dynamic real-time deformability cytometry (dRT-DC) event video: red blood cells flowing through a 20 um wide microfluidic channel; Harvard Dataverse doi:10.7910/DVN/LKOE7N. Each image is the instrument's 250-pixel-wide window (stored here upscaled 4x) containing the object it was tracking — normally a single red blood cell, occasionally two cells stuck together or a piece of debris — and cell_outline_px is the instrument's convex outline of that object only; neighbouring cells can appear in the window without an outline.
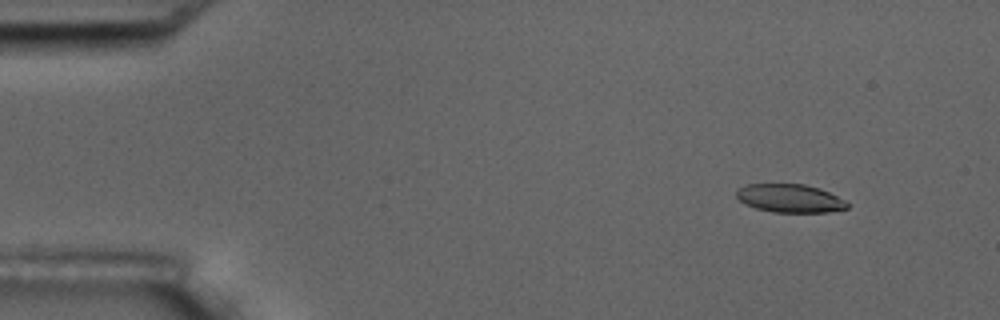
{"species": "common noctule bat (a hibernating species)", "species_latin": "Nyctalus noctula", "temperature_condition": "room temperature", "stored_images_in_passage": 5, "camera_frame_rate_fps": 3000, "um_per_image_px": 0.085, "animal": {"sex": "male", "body_mass_g": 17.5, "forearm_length_mm": 52.3}, "frame": {"image": 1, "passage_image": 2, "time_ms": 1.333, "image_size_px": [1000, 320], "cell_outline_px": [[848, 208], [828, 212], [772, 212], [756, 208], [744, 204], [736, 196], [736, 192], [740, 188], [748, 184], [804, 184], [820, 188], [844, 200], [848, 204]], "centroid_in_image_um": [67.13, 16.86], "position_along_channel_um": 17.9, "area_um2": 18.15}}
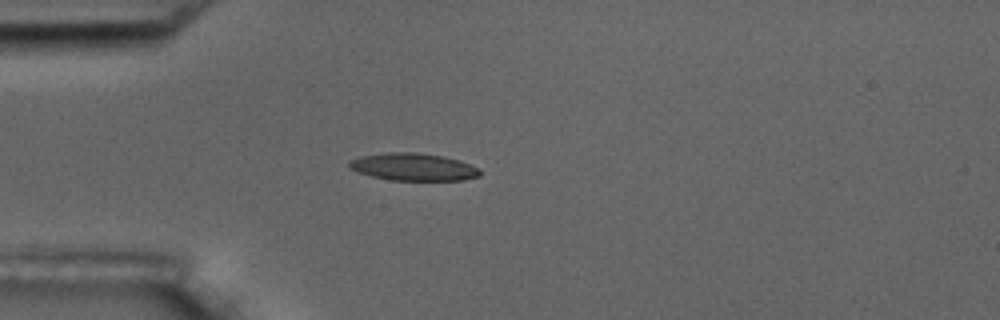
{"frame": {"image": 2, "passage_image": 5, "time_ms": 4.667, "image_size_px": [1000, 320], "cell_outline_px": [[480, 176], [464, 180], [392, 180], [372, 176], [348, 168], [348, 160], [360, 156], [388, 152], [412, 152], [444, 156], [460, 160], [480, 168]], "centroid_in_image_um": [35.14, 14.18], "position_along_channel_um": 49.9, "area_um2": 20.98}}